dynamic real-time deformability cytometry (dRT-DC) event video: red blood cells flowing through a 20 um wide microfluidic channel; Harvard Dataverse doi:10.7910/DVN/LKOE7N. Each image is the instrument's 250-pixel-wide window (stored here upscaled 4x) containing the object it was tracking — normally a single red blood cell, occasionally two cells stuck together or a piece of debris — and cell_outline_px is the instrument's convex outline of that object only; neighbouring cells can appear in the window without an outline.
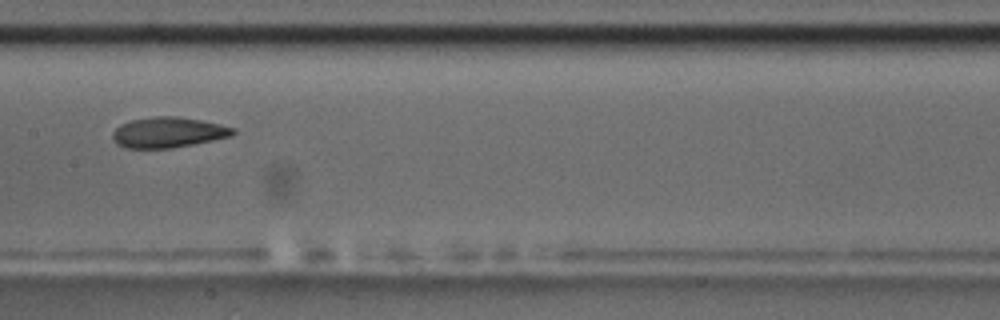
{"species": "common noctule bat (a hibernating species)", "species_latin": "Nyctalus noctula", "temperature_condition": "room temperature", "stored_images_in_passage": 6, "camera_frame_rate_fps": 3000, "um_per_image_px": 0.085, "animal": {"sex": "male", "body_mass_g": 17.5, "forearm_length_mm": 52.3}, "frame": {"image": 1, "passage_image": 5, "time_ms": 12.0, "image_size_px": [1000, 320], "cell_outline_px": [[236, 132], [232, 136], [172, 148], [124, 148], [116, 144], [112, 140], [112, 132], [120, 124], [132, 120], [156, 116], [176, 116], [200, 120], [220, 124], [236, 128]], "centroid_in_image_um": [14.27, 11.25], "position_along_channel_um": 193.1, "area_um2": 21.44}}